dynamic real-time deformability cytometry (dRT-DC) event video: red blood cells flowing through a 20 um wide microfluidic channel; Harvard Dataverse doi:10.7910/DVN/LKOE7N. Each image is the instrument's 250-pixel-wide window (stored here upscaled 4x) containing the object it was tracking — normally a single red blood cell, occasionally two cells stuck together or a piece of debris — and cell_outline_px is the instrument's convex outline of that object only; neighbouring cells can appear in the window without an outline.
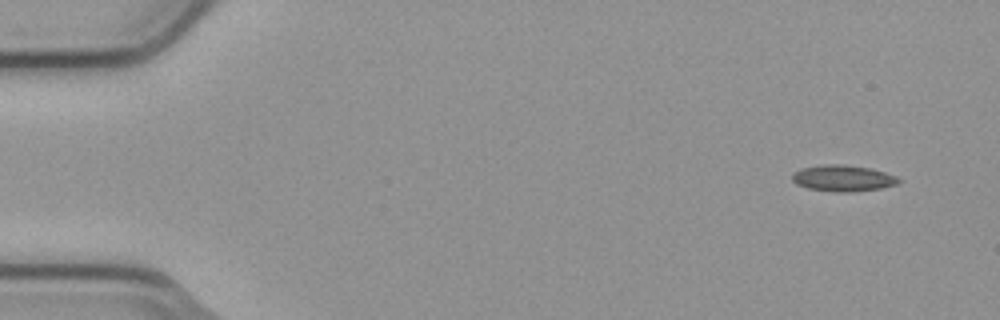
{"species": "common noctule bat (a hibernating species)", "species_latin": "Nyctalus noctula", "temperature_condition": "cold", "stored_images_in_passage": 6, "camera_frame_rate_fps": 3000, "um_per_image_px": 0.085, "animal": {"sex": "male", "body_mass_g": 23.1, "forearm_length_mm": 52.7}, "frame": {"image": 1, "passage_image": 6, "time_ms": 1.667, "image_size_px": [1000, 320], "cell_outline_px": [[904, 180], [896, 184], [880, 188], [852, 192], [836, 192], [808, 188], [796, 184], [792, 180], [792, 172], [800, 168], [820, 164], [844, 164], [868, 168], [884, 172], [896, 176]], "centroid_in_image_um": [71.62, 15.14], "position_along_channel_um": 13.4, "area_um2": 16.42}}